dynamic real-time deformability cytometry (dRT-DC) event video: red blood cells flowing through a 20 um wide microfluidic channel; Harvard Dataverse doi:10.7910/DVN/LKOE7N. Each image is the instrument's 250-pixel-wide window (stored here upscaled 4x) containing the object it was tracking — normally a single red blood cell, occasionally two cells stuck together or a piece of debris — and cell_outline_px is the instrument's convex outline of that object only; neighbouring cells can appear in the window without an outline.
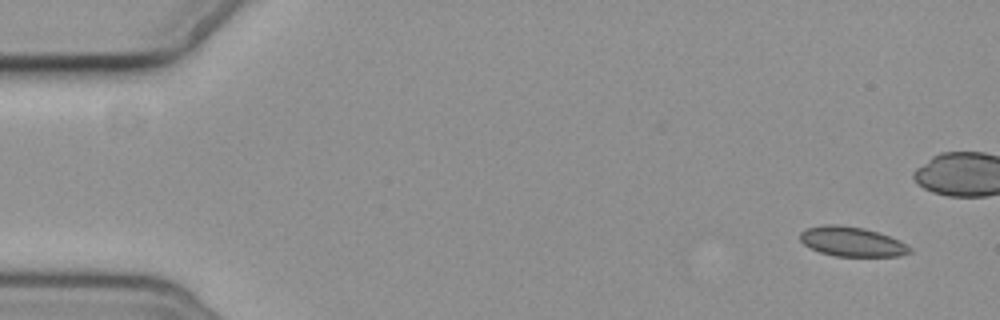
{"species": "common noctule bat (a hibernating species)", "species_latin": "Nyctalus noctula", "temperature_condition": "cold", "stored_images_in_passage": 7, "camera_frame_rate_fps": 3000, "um_per_image_px": 0.085, "animal": {"sex": "female", "body_mass_g": 19.3, "forearm_length_mm": 54.1}, "frame": {"image": 1, "passage_image": 1, "time_ms": 0.0, "image_size_px": [1000, 320], "cell_outline_px": [[912, 252], [900, 256], [832, 256], [820, 252], [804, 244], [800, 240], [800, 232], [808, 228], [824, 224], [836, 224], [864, 228], [888, 236], [912, 248]], "centroid_in_image_um": [72.38, 20.54], "position_along_channel_um": 12.6, "area_um2": 18.73}}